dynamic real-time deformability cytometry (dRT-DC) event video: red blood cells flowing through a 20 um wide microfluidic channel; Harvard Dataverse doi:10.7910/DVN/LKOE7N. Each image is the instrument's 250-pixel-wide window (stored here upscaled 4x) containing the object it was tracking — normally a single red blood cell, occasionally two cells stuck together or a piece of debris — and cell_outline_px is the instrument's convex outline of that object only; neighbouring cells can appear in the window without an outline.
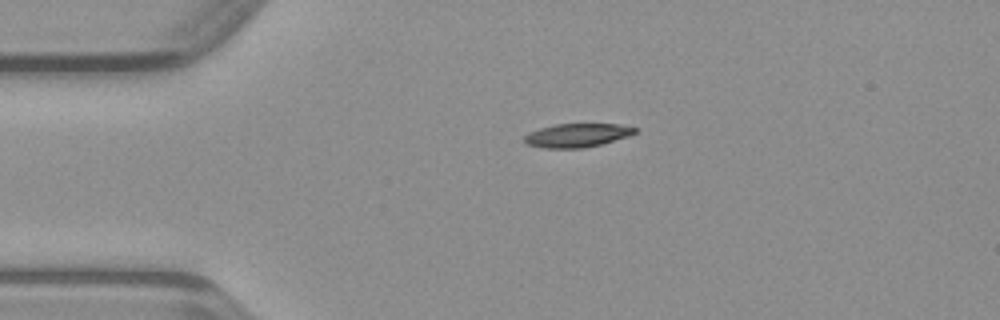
{"species": "common noctule bat (a hibernating species)", "species_latin": "Nyctalus noctula", "temperature_condition": "warm", "stored_images_in_passage": 38, "camera_frame_rate_fps": 3000, "um_per_image_px": 0.085, "animal": {"sex": "male", "body_mass_g": 23.1, "forearm_length_mm": 52.7}, "frame": {"image": 1, "passage_image": 1, "time_ms": 0.0, "image_size_px": [1000, 320], "cell_outline_px": [[640, 132], [628, 136], [600, 144], [584, 148], [544, 148], [524, 144], [524, 136], [528, 132], [540, 128], [556, 124], [620, 124], [640, 128]], "centroid_in_image_um": [49.07, 11.5], "position_along_channel_um": 35.9, "area_um2": 15.43}}
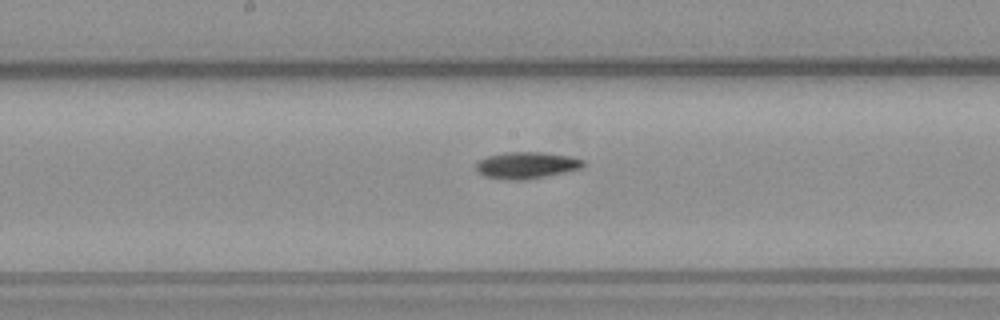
{"frame": {"image": 2, "passage_image": 15, "time_ms": 4.667, "image_size_px": [1000, 320], "cell_outline_px": [[584, 164], [580, 168], [564, 172], [524, 180], [512, 180], [484, 176], [476, 168], [476, 164], [480, 160], [488, 156], [504, 152], [544, 152], [572, 156], [584, 160]], "centroid_in_image_um": [44.77, 14.03], "position_along_channel_um": 203.4, "area_um2": 16.47}}
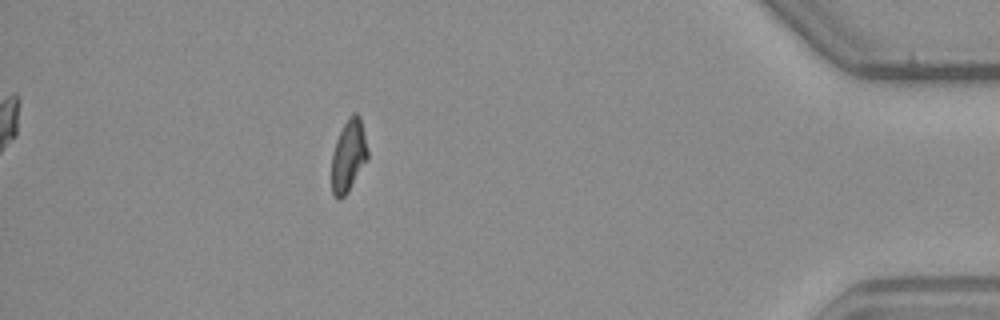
{"frame": {"image": 3, "passage_image": 33, "time_ms": 10.667, "image_size_px": [1000, 320], "cell_outline_px": [[368, 156], [348, 192], [340, 200], [336, 200], [332, 192], [332, 152], [336, 140], [344, 124], [352, 112], [356, 112], [360, 116], [368, 152]], "centroid_in_image_um": [29.6, 13.24], "position_along_channel_um": 405.6, "area_um2": 14.97}}